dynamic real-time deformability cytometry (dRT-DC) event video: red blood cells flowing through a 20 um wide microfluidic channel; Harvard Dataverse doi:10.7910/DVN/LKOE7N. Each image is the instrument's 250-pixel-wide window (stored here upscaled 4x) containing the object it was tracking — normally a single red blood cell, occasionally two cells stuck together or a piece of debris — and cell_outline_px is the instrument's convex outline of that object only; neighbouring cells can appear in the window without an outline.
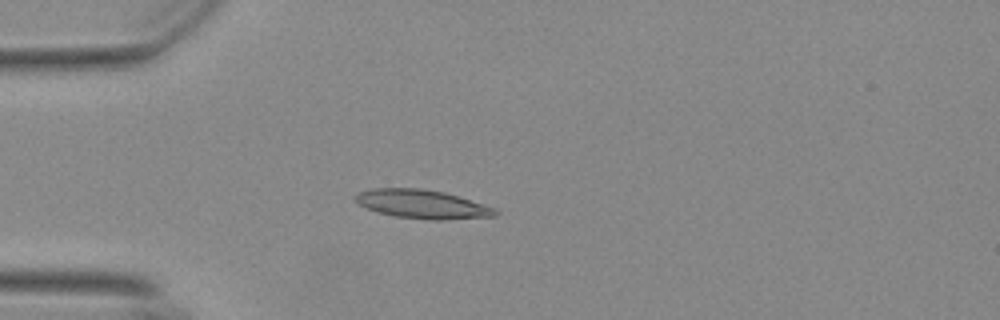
{"species": "Egyptian fruit bat (a non-hibernating species)", "species_latin": "Rousettus aegyptiacus", "temperature_condition": "warm", "stored_images_in_passage": 56, "camera_frame_rate_fps": 3000, "um_per_image_px": 0.085, "animal": {"sex": "female"}, "frame": {"image": 1, "passage_image": 16, "time_ms": 5.0, "image_size_px": [1000, 320], "cell_outline_px": [[500, 212], [496, 216], [444, 220], [428, 220], [396, 216], [380, 212], [368, 208], [352, 200], [352, 196], [356, 192], [372, 188], [420, 188], [444, 192], [460, 196], [496, 208]], "centroid_in_image_um": [35.9, 17.34], "position_along_channel_um": 49.1, "area_um2": 23.7}}
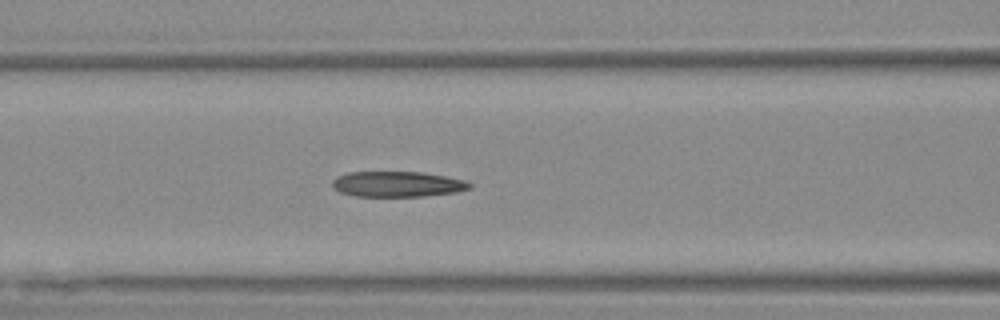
{"frame": {"image": 2, "passage_image": 24, "time_ms": 7.667, "image_size_px": [1000, 320], "cell_outline_px": [[472, 188], [456, 192], [424, 196], [356, 196], [340, 192], [332, 188], [332, 180], [336, 176], [348, 172], [420, 172], [444, 176], [464, 180], [472, 184]], "centroid_in_image_um": [33.75, 15.65], "position_along_channel_um": 132.9, "area_um2": 20.4}}
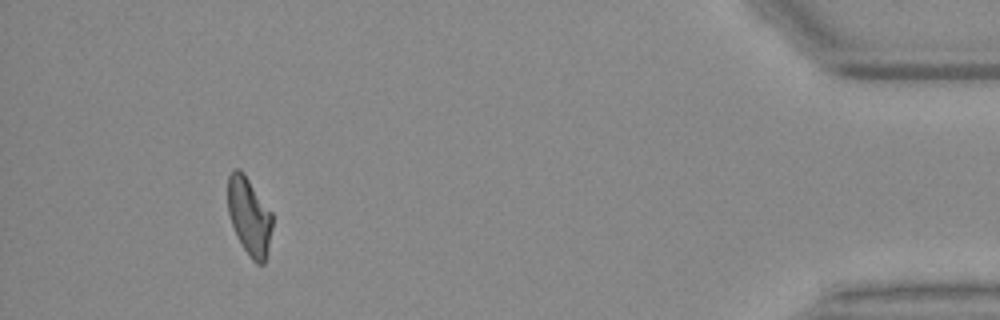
{"frame": {"image": 3, "passage_image": 52, "time_ms": 17.0, "image_size_px": [1000, 320], "cell_outline_px": [[272, 228], [268, 248], [264, 264], [256, 264], [252, 260], [236, 236], [228, 212], [228, 176], [232, 168], [240, 168], [244, 172], [272, 212]], "centroid_in_image_um": [21.18, 18.34], "position_along_channel_um": 414.0, "area_um2": 20.29}, "authors_computed_cell_mechanics": {"area_um2": 21.386, "velocity_mm_per_s": 3.6988, "shape_relaxation_time_tau1_ms": null, "shape_relaxation_time_tau2_ms": 1.639, "deformation_change_tau1": null, "deformation_change_tau2": 0.1029}}